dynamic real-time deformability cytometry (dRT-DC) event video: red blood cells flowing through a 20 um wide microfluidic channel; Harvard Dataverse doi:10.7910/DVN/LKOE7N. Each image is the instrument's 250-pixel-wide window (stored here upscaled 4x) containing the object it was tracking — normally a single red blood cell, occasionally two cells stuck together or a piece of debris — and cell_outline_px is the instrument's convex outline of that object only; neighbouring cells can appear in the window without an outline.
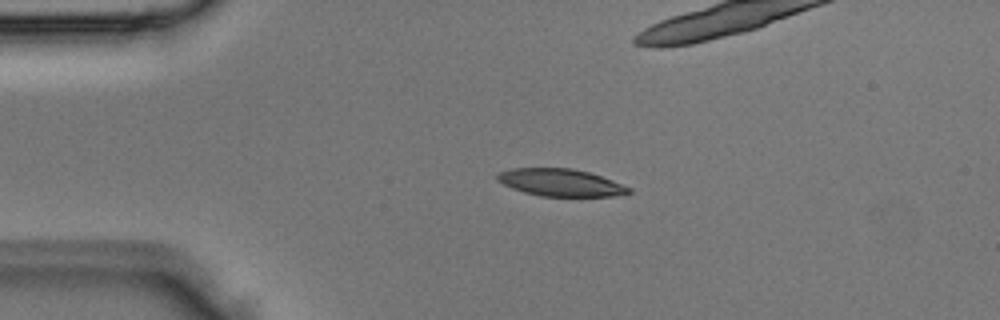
{"species": "Egyptian fruit bat (a non-hibernating species)", "species_latin": "Rousettus aegyptiacus", "temperature_condition": "room temperature", "stored_images_in_passage": 3, "camera_frame_rate_fps": 3000, "um_per_image_px": 0.085, "animal": {"sex": "male"}, "frame": {"image": 1, "passage_image": 2, "time_ms": 0.333, "image_size_px": [1000, 320], "cell_outline_px": [[632, 192], [612, 196], [540, 196], [524, 192], [512, 188], [496, 180], [496, 176], [500, 172], [512, 168], [572, 168], [588, 172], [612, 180], [632, 188]], "centroid_in_image_um": [47.65, 15.51], "position_along_channel_um": 37.4, "area_um2": 20.81}}